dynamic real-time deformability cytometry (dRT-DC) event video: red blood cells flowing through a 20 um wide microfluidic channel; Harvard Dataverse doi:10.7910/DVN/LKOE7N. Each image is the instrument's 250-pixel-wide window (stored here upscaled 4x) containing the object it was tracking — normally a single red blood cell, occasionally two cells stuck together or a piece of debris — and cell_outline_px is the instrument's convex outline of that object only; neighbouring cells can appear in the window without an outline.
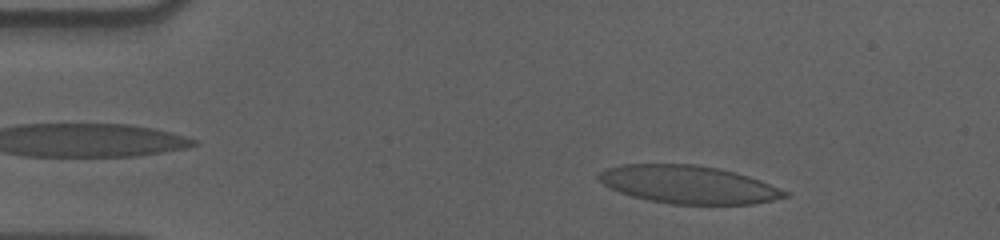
{"species": "human", "species_latin": "Homo sapiens", "temperature_condition": "cold", "stored_images_in_passage": 47, "camera_frame_rate_fps": 3000, "um_per_image_px": 0.085, "donor": {"sex": "male"}, "frame": {"image": 1, "passage_image": 7, "time_ms": 2.0, "image_size_px": [1000, 240], "cell_outline_px": [[788, 196], [772, 200], [752, 204], [672, 204], [648, 200], [632, 196], [620, 192], [604, 184], [596, 176], [604, 168], [624, 164], [696, 164], [716, 168], [748, 176], [760, 180], [788, 192]], "centroid_in_image_um": [58.48, 15.68], "position_along_channel_um": 26.5, "area_um2": 40.81}}
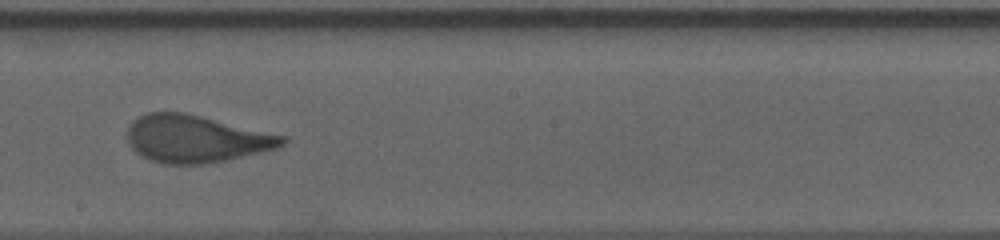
{"frame": {"image": 2, "passage_image": 30, "time_ms": 9.667, "image_size_px": [1000, 240], "cell_outline_px": [[288, 140], [284, 144], [276, 148], [224, 160], [204, 164], [168, 164], [152, 160], [140, 156], [128, 144], [128, 124], [132, 120], [148, 112], [184, 112], [288, 136]], "centroid_in_image_um": [16.64, 11.79], "position_along_channel_um": 231.6, "area_um2": 42.66}}
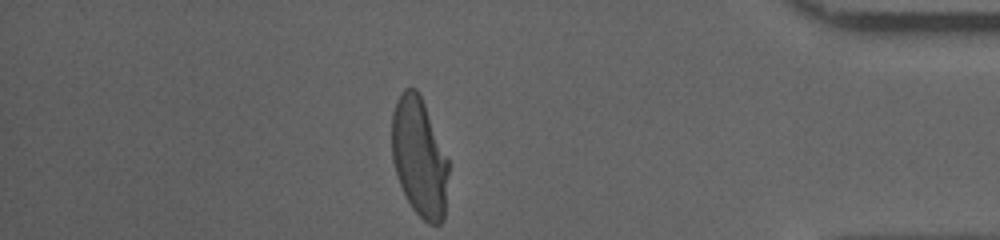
{"frame": {"image": 3, "passage_image": 47, "time_ms": 15.333, "image_size_px": [1000, 240], "cell_outline_px": [[448, 172], [444, 220], [440, 224], [428, 224], [412, 208], [396, 176], [392, 160], [392, 112], [396, 100], [404, 88], [416, 88], [424, 104], [448, 160]], "centroid_in_image_um": [35.62, 13.38], "position_along_channel_um": 399.6, "area_um2": 38.96}, "authors_computed_cell_mechanics": {"area_um2": 42.5986, "velocity_mm_per_s": 3.5858, "shape_relaxation_time_tau1_ms": 7.9814, "shape_relaxation_time_tau2_ms": 0.9035, "deformation_change_tau1": 0.2593, "deformation_change_tau2": 0.079}}